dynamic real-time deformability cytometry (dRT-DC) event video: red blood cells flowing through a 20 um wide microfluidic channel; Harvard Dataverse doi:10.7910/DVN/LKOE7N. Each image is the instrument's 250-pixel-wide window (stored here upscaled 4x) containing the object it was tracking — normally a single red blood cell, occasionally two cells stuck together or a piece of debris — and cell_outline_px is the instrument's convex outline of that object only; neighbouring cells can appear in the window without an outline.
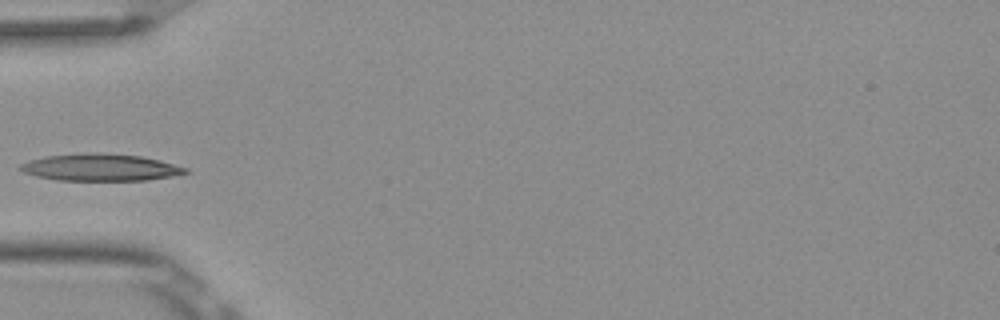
{"species": "Egyptian fruit bat (a non-hibernating species)", "species_latin": "Rousettus aegyptiacus", "temperature_condition": "room temperature", "stored_images_in_passage": 5, "camera_frame_rate_fps": 3000, "um_per_image_px": 0.085, "frame": {"image": 1, "passage_image": 4, "time_ms": 1.0, "image_size_px": [1000, 320], "cell_outline_px": [[192, 172], [172, 176], [148, 180], [60, 180], [36, 176], [24, 172], [16, 168], [20, 164], [28, 160], [44, 156], [80, 152], [96, 152], [140, 156], [160, 160], [188, 168]], "centroid_in_image_um": [8.52, 14.21], "position_along_channel_um": 76.5, "area_um2": 26.3}}
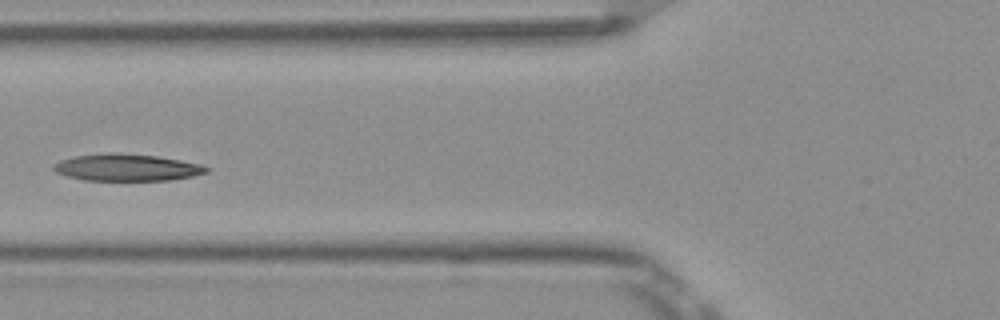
{"frame": {"image": 2, "passage_image": 5, "time_ms": 1.333, "image_size_px": [1000, 320], "cell_outline_px": [[212, 168], [208, 172], [192, 176], [172, 180], [84, 180], [68, 176], [56, 172], [52, 168], [60, 160], [76, 156], [108, 152], [112, 152], [156, 156], [180, 160], [200, 164]], "centroid_in_image_um": [10.82, 14.23], "position_along_channel_um": 115.0, "area_um2": 23.87}}